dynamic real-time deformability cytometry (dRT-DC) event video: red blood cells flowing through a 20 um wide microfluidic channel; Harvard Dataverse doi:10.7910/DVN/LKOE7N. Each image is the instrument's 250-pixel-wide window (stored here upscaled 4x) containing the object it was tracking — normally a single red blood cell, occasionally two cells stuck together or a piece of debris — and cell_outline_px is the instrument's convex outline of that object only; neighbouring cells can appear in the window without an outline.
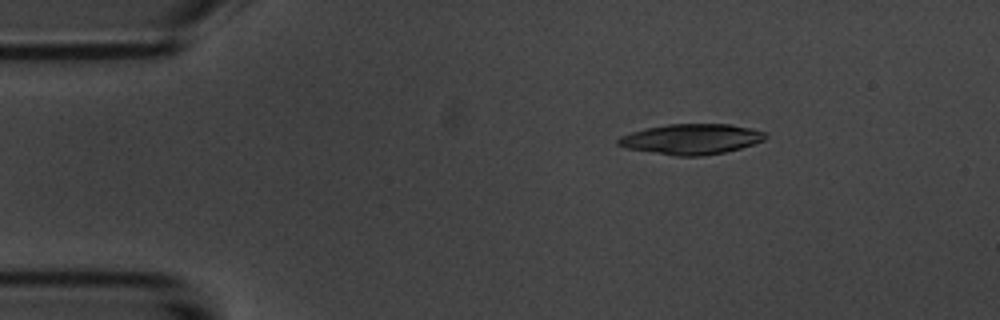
{"species": "common noctule bat (a hibernating species)", "species_latin": "Nyctalus noctula", "temperature_condition": "room temperature", "stored_images_in_passage": 3, "camera_frame_rate_fps": 3000, "um_per_image_px": 0.085, "animal": {"sex": "male", "body_mass_g": 20.1, "forearm_length_mm": 53.5}, "frame": {"image": 1, "passage_image": 3, "time_ms": 2.333, "image_size_px": [1000, 320], "cell_outline_px": [[768, 136], [764, 140], [740, 148], [724, 152], [704, 156], [676, 156], [624, 148], [616, 144], [616, 140], [620, 136], [632, 132], [648, 128], [668, 124], [732, 124], [752, 128], [764, 132]], "centroid_in_image_um": [58.75, 11.82], "position_along_channel_um": 26.2, "area_um2": 26.13}}